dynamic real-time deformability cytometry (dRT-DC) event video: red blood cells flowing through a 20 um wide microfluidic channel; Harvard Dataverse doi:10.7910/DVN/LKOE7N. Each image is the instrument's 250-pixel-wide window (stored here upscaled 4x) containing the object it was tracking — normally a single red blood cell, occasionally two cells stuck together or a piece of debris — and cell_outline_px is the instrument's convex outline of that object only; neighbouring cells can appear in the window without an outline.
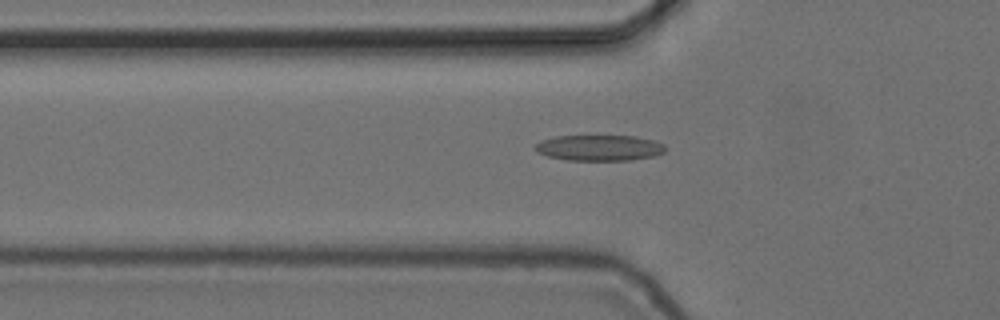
{"species": "common noctule bat (a hibernating species)", "species_latin": "Nyctalus noctula", "temperature_condition": "cold", "stored_images_in_passage": 50, "camera_frame_rate_fps": 3000, "um_per_image_px": 0.085, "animal": {"sex": "female", "body_mass_g": 24.6, "forearm_length_mm": 56.2}, "frame": {"image": 1, "passage_image": 19, "time_ms": 6.0, "image_size_px": [1000, 320], "cell_outline_px": [[668, 148], [664, 152], [652, 156], [632, 160], [568, 160], [548, 156], [536, 152], [532, 148], [540, 140], [556, 136], [636, 136], [656, 140], [664, 144]], "centroid_in_image_um": [50.95, 12.56], "position_along_channel_um": 74.9, "area_um2": 19.77}}
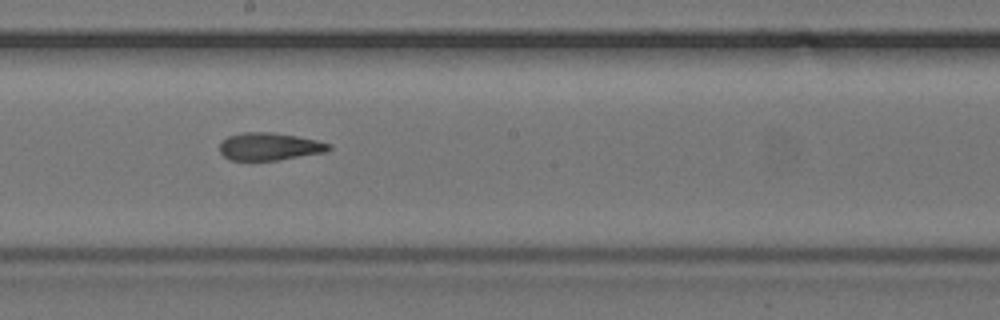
{"frame": {"image": 2, "passage_image": 31, "time_ms": 10.0, "image_size_px": [1000, 320], "cell_outline_px": [[332, 148], [324, 152], [280, 160], [228, 160], [220, 152], [220, 140], [228, 136], [244, 132], [272, 132], [296, 136], [316, 140], [332, 144]], "centroid_in_image_um": [22.88, 12.45], "position_along_channel_um": 225.3, "area_um2": 17.63}}
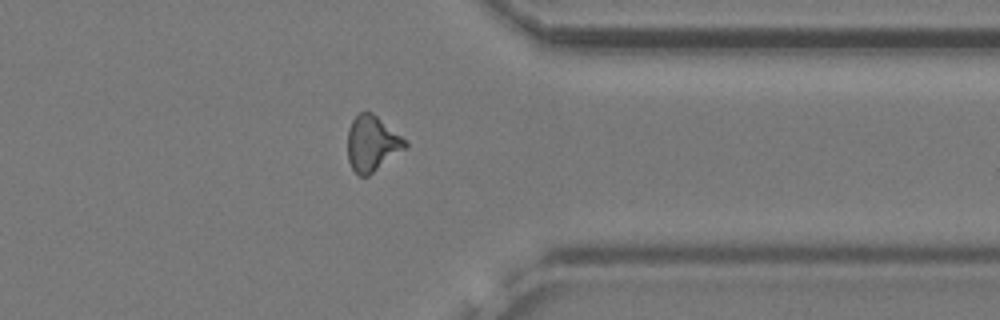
{"frame": {"image": 3, "passage_image": 44, "time_ms": 14.333, "image_size_px": [1000, 320], "cell_outline_px": [[408, 144], [404, 148], [368, 176], [360, 176], [352, 168], [348, 160], [348, 128], [352, 120], [360, 112], [372, 112], [400, 136]], "centroid_in_image_um": [31.57, 12.19], "position_along_channel_um": 379.8, "area_um2": 18.03}}